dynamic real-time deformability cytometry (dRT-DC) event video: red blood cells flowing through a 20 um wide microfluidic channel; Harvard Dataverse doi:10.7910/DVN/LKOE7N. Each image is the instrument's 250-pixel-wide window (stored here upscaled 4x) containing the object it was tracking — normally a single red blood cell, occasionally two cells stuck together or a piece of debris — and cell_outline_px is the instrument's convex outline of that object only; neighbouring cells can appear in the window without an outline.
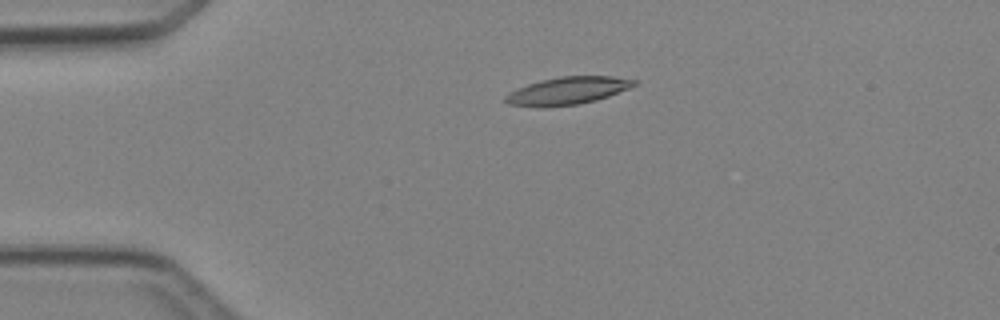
{"species": "Egyptian fruit bat (a non-hibernating species)", "species_latin": "Rousettus aegyptiacus", "temperature_condition": "cold", "stored_images_in_passage": 2, "camera_frame_rate_fps": 3000, "um_per_image_px": 0.085, "animal": {"sex": "female"}, "frame": {"image": 1, "passage_image": 1, "time_ms": 0.0, "image_size_px": [1000, 320], "cell_outline_px": [[640, 84], [608, 96], [596, 100], [576, 104], [540, 108], [508, 104], [504, 100], [504, 96], [508, 92], [528, 84], [540, 80], [560, 76], [612, 76], [636, 80]], "centroid_in_image_um": [48.23, 7.71], "position_along_channel_um": 36.8, "area_um2": 20.81}}